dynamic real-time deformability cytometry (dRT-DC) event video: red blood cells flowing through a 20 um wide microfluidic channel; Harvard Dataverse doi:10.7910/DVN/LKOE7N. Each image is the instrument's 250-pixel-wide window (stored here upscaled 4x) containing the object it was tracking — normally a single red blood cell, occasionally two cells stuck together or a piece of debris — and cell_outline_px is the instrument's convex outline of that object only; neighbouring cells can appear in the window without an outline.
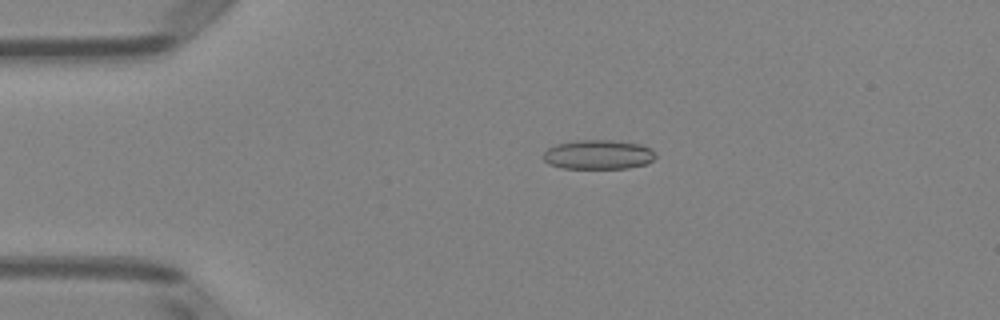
{"species": "Egyptian fruit bat (a non-hibernating species)", "species_latin": "Rousettus aegyptiacus", "temperature_condition": "room temperature", "stored_images_in_passage": 48, "camera_frame_rate_fps": 3000, "um_per_image_px": 0.085, "animal": {"sex": "female"}, "frame": {"image": 1, "passage_image": 8, "time_ms": 2.333, "image_size_px": [1000, 320], "cell_outline_px": [[656, 156], [648, 164], [628, 168], [560, 168], [548, 164], [544, 160], [544, 152], [548, 148], [556, 144], [576, 140], [612, 140], [644, 144], [652, 148], [656, 152]], "centroid_in_image_um": [50.9, 13.13], "position_along_channel_um": 34.1, "area_um2": 19.54}}
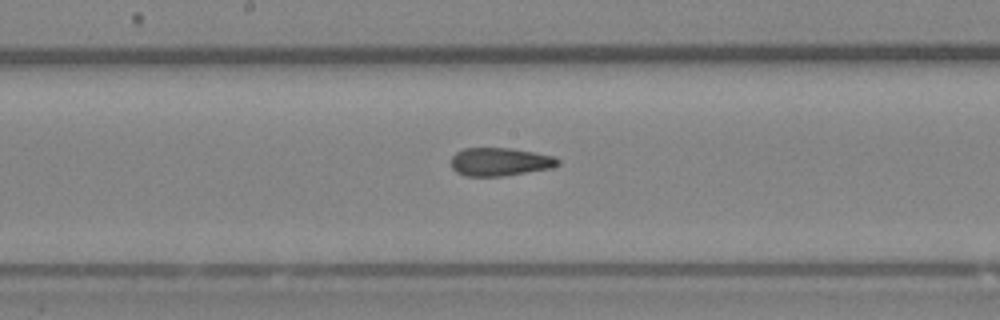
{"frame": {"image": 2, "passage_image": 24, "time_ms": 7.667, "image_size_px": [1000, 320], "cell_outline_px": [[560, 164], [552, 168], [504, 176], [464, 176], [456, 172], [452, 168], [452, 156], [456, 152], [464, 148], [512, 148], [556, 156], [560, 160]], "centroid_in_image_um": [42.52, 13.75], "position_along_channel_um": 205.7, "area_um2": 17.74}}
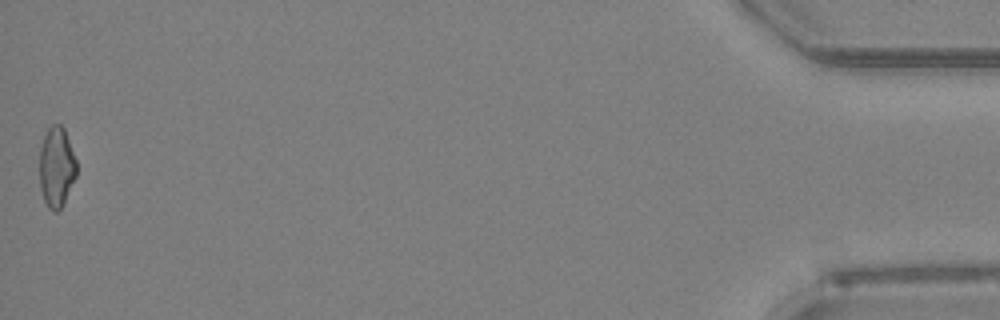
{"frame": {"image": 3, "passage_image": 48, "time_ms": 15.667, "image_size_px": [1000, 320], "cell_outline_px": [[76, 176], [64, 204], [56, 212], [52, 212], [48, 208], [44, 200], [40, 188], [40, 148], [44, 136], [48, 128], [52, 124], [60, 124], [64, 128], [76, 160]], "centroid_in_image_um": [4.8, 14.22], "position_along_channel_um": 430.4, "area_um2": 17.34}, "authors_computed_cell_mechanics": {"area_um2": 17.9469, "velocity_mm_per_s": 4.0013, "shape_relaxation_time_tau1_ms": null, "shape_relaxation_time_tau2_ms": 2.9639, "deformation_change_tau1": null, "deformation_change_tau2": 0.1231}}